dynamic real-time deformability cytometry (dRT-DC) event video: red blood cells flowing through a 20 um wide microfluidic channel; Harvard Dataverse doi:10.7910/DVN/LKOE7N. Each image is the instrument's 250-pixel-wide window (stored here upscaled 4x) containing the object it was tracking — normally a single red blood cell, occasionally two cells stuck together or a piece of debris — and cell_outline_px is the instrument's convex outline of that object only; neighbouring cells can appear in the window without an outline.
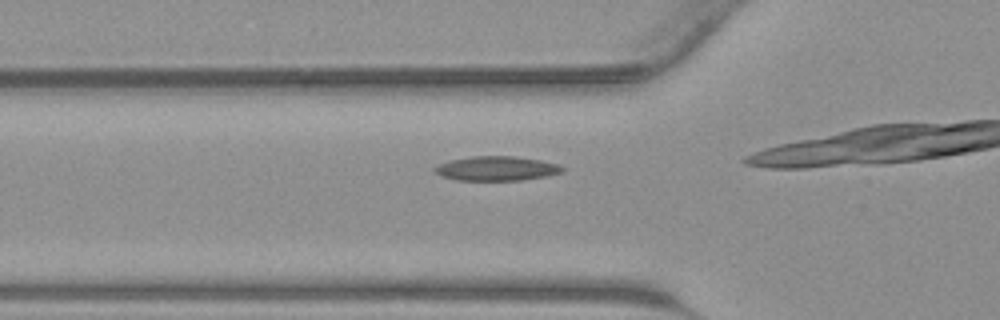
{"species": "common noctule bat (a hibernating species)", "species_latin": "Nyctalus noctula", "temperature_condition": "warm", "stored_images_in_passage": 15, "camera_frame_rate_fps": 3000, "um_per_image_px": 0.085, "animal": {"sex": "male", "body_mass_g": 23.1, "forearm_length_mm": 52.7}, "frame": {"image": 1, "passage_image": 11, "time_ms": 3.333, "image_size_px": [1000, 320], "cell_outline_px": [[564, 172], [548, 176], [520, 180], [456, 180], [440, 176], [432, 172], [432, 168], [440, 164], [452, 160], [472, 156], [516, 156], [540, 160], [560, 164], [564, 168]], "centroid_in_image_um": [42.21, 14.32], "position_along_channel_um": 83.6, "area_um2": 18.32}}